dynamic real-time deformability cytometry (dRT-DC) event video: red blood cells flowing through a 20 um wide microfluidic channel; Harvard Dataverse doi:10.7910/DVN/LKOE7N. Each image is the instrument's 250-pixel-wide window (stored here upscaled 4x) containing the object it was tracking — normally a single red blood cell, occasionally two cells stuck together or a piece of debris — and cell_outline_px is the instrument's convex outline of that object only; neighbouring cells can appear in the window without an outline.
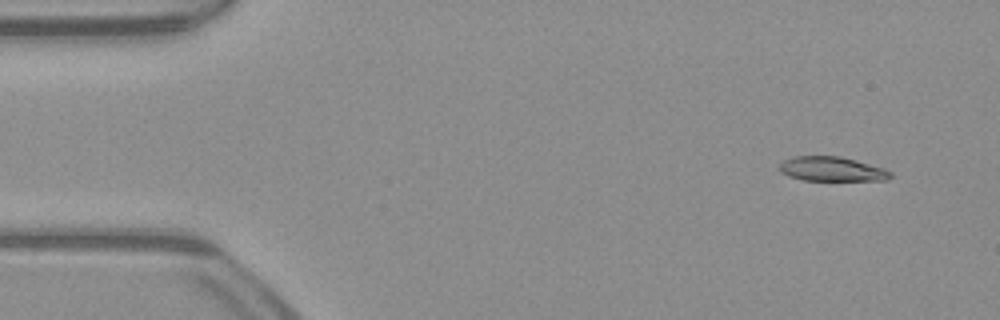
{"species": "common noctule bat (a hibernating species)", "species_latin": "Nyctalus noctula", "temperature_condition": "warm", "stored_images_in_passage": 49, "camera_frame_rate_fps": 3000, "um_per_image_px": 0.085, "animal": {"sex": "male", "body_mass_g": 23.1, "forearm_length_mm": 52.7}, "frame": {"image": 1, "passage_image": 1, "time_ms": 0.0, "image_size_px": [1000, 320], "cell_outline_px": [[892, 176], [888, 180], [804, 180], [788, 176], [780, 172], [780, 164], [784, 160], [792, 156], [840, 156], [856, 160], [884, 168], [892, 172]], "centroid_in_image_um": [70.71, 14.36], "position_along_channel_um": 14.3, "area_um2": 15.84}}
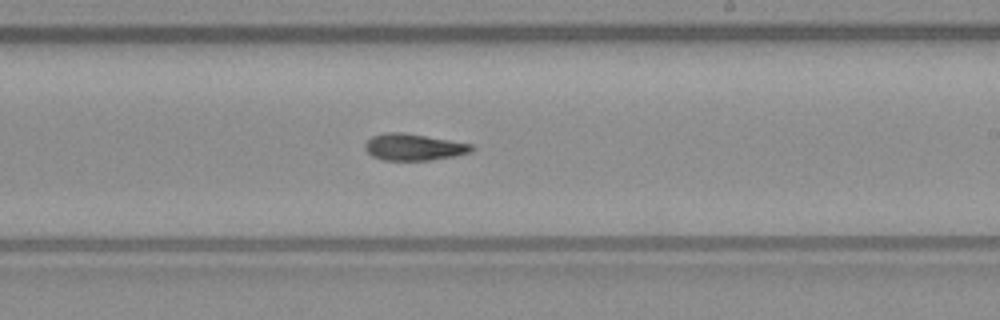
{"frame": {"image": 2, "passage_image": 27, "time_ms": 8.667, "image_size_px": [1000, 320], "cell_outline_px": [[476, 148], [472, 152], [456, 156], [432, 160], [384, 160], [372, 156], [364, 148], [364, 144], [372, 136], [384, 132], [404, 132], [472, 144]], "centroid_in_image_um": [35.19, 12.5], "position_along_channel_um": 253.8, "area_um2": 16.7}}
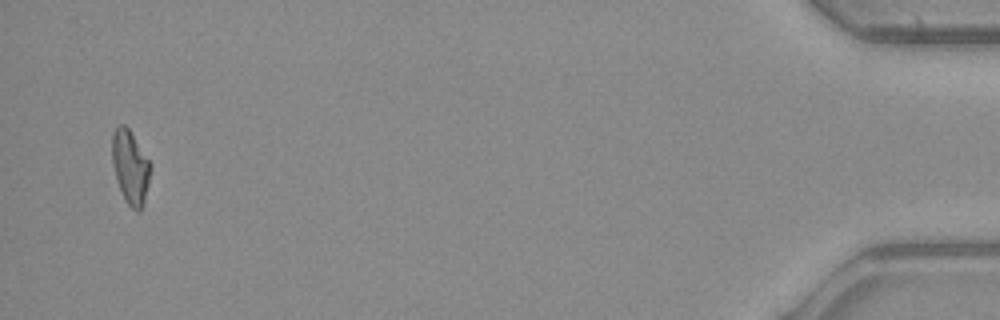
{"frame": {"image": 3, "passage_image": 47, "time_ms": 15.333, "image_size_px": [1000, 320], "cell_outline_px": [[152, 168], [144, 200], [140, 212], [136, 212], [128, 204], [120, 188], [112, 164], [112, 132], [116, 124], [124, 124], [128, 128], [152, 164]], "centroid_in_image_um": [11.08, 14.15], "position_along_channel_um": 424.1, "area_um2": 16.42}, "authors_computed_cell_mechanics": {"area_um2": 16.6464, "velocity_mm_per_s": 3.9934, "shape_relaxation_time_tau1_ms": 3.5233, "shape_relaxation_time_tau2_ms": 4.6168, "deformation_change_tau1": 0.1715, "deformation_change_tau2": 0.1339}}